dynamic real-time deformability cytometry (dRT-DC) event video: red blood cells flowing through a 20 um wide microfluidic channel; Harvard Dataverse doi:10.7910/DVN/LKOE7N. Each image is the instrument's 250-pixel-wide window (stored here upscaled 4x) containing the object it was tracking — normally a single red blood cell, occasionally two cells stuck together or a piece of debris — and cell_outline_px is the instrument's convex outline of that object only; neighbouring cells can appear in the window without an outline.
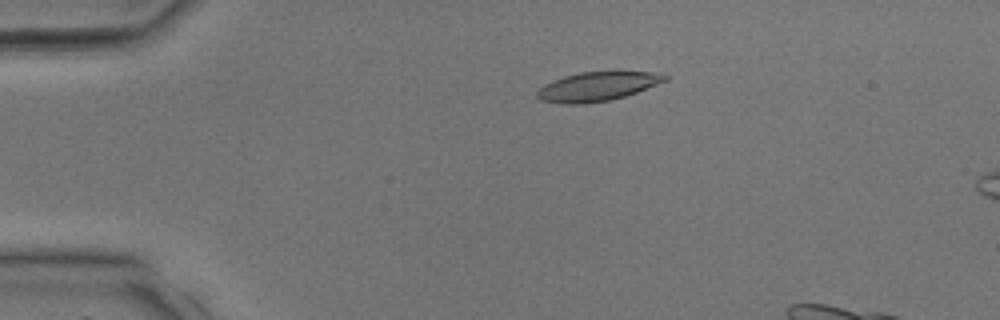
{"species": "common noctule bat (a hibernating species)", "species_latin": "Nyctalus noctula", "temperature_condition": "room temperature", "stored_images_in_passage": 5, "camera_frame_rate_fps": 3000, "um_per_image_px": 0.085, "animal": {"sex": "male", "body_mass_g": 17.9, "forearm_length_mm": 54.2}, "frame": {"image": 1, "passage_image": 1, "time_ms": 0.0, "image_size_px": [1000, 320], "cell_outline_px": [[668, 80], [636, 92], [624, 96], [608, 100], [584, 104], [564, 104], [540, 100], [536, 96], [536, 92], [544, 84], [552, 80], [564, 76], [580, 72], [652, 72], [668, 76]], "centroid_in_image_um": [50.72, 7.36], "position_along_channel_um": 34.3, "area_um2": 21.44}}